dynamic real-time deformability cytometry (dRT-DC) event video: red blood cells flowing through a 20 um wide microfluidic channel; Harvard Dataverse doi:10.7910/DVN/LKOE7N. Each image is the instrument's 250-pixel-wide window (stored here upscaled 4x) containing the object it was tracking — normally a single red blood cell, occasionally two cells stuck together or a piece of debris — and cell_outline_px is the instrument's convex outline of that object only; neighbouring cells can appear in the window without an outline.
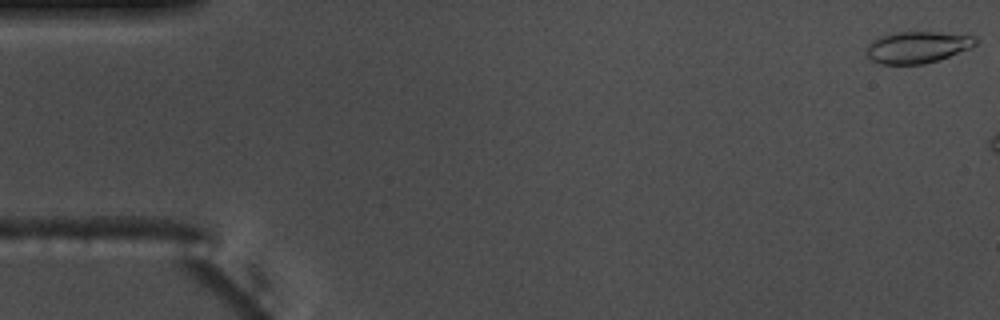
{"species": "common noctule bat (a hibernating species)", "species_latin": "Nyctalus noctula", "temperature_condition": "warm", "stored_images_in_passage": 7, "camera_frame_rate_fps": 3000, "um_per_image_px": 0.085, "animal": {"sex": "male", "body_mass_g": 17.5, "forearm_length_mm": 52.3}, "frame": {"image": 1, "passage_image": 1, "time_ms": 0.0, "image_size_px": [1000, 320], "cell_outline_px": [[976, 44], [968, 48], [948, 56], [924, 64], [880, 64], [872, 60], [864, 52], [868, 44], [872, 40], [880, 36], [896, 32], [940, 32], [976, 36]], "centroid_in_image_um": [77.92, 4.0], "position_along_channel_um": 7.1, "area_um2": 20.0}}